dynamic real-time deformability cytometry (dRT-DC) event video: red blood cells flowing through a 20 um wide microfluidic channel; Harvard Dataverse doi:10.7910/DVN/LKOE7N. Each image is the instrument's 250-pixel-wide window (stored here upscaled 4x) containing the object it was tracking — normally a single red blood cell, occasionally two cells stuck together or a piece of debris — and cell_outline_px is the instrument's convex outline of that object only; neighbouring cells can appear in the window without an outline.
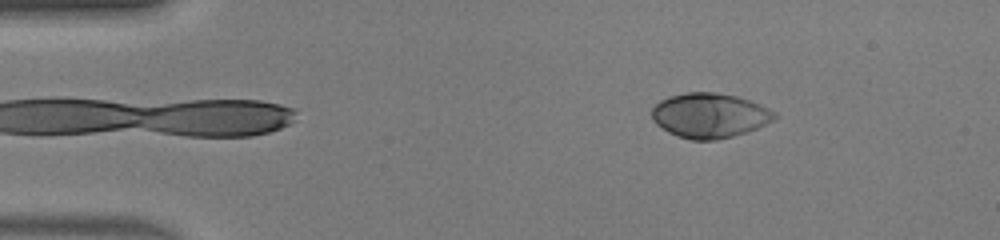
{"species": "human", "species_latin": "Homo sapiens", "temperature_condition": "warm", "stored_images_in_passage": 42, "camera_frame_rate_fps": 3000, "um_per_image_px": 0.085, "donor": {"sex": "male"}, "frame": {"image": 1, "passage_image": 1, "time_ms": 0.0, "image_size_px": [1000, 240], "cell_outline_px": [[776, 116], [772, 120], [756, 128], [732, 136], [716, 140], [692, 140], [676, 136], [668, 132], [656, 124], [652, 120], [652, 108], [660, 100], [668, 96], [688, 92], [716, 92], [736, 96], [760, 104], [776, 112]], "centroid_in_image_um": [60.27, 9.81], "position_along_channel_um": 24.7, "area_um2": 31.91}}
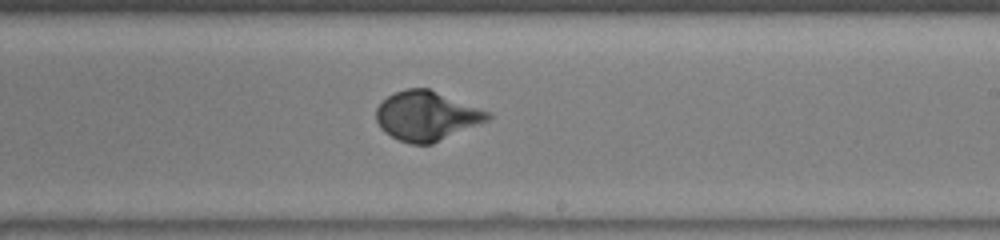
{"frame": {"image": 2, "passage_image": 23, "time_ms": 7.333, "image_size_px": [1000, 240], "cell_outline_px": [[492, 116], [488, 120], [432, 144], [412, 144], [400, 140], [384, 132], [380, 128], [376, 120], [376, 108], [388, 96], [396, 92], [408, 88], [428, 88], [492, 112]], "centroid_in_image_um": [36.27, 9.85], "position_along_channel_um": 252.7, "area_um2": 31.96}}
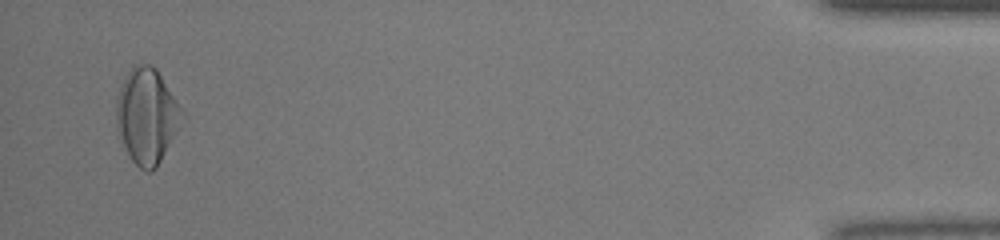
{"frame": {"image": 3, "passage_image": 41, "time_ms": 13.333, "image_size_px": [1000, 240], "cell_outline_px": [[184, 116], [156, 168], [152, 172], [148, 172], [140, 168], [132, 160], [116, 132], [116, 96], [124, 76], [132, 64], [152, 64], [156, 68], [184, 112]], "centroid_in_image_um": [12.43, 9.82], "position_along_channel_um": 422.8, "area_um2": 36.41}, "authors_computed_cell_mechanics": {"area_um2": 31.5877, "velocity_mm_per_s": 4.1866, "shape_relaxation_time_tau1_ms": 2.8192, "shape_relaxation_time_tau2_ms": null, "deformation_change_tau1": 0.1775, "deformation_change_tau2": null}}